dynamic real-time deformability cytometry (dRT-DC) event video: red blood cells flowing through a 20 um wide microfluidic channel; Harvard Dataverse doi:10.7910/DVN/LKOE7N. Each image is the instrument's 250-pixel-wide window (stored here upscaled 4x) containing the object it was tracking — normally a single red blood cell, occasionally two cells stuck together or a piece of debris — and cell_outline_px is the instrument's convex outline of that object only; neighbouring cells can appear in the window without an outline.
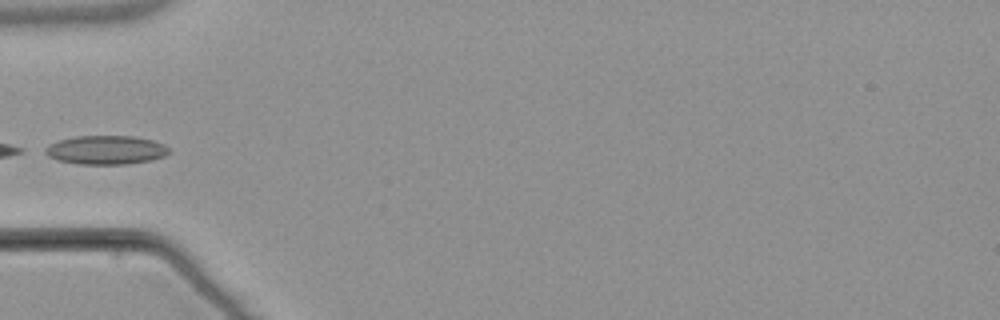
{"species": "common noctule bat (a hibernating species)", "species_latin": "Nyctalus noctula", "temperature_condition": "warm", "stored_images_in_passage": 3, "camera_frame_rate_fps": 3000, "um_per_image_px": 0.085, "animal": {"sex": "male", "body_mass_g": 21.5, "forearm_length_mm": 52.0}, "frame": {"image": 1, "passage_image": 1, "time_ms": 0.0, "image_size_px": [1000, 320], "cell_outline_px": [[172, 152], [164, 156], [152, 160], [128, 164], [80, 164], [56, 160], [40, 152], [40, 148], [48, 144], [60, 140], [76, 136], [132, 136], [152, 140], [164, 144]], "centroid_in_image_um": [8.94, 12.75], "position_along_channel_um": 76.1, "area_um2": 21.15}}